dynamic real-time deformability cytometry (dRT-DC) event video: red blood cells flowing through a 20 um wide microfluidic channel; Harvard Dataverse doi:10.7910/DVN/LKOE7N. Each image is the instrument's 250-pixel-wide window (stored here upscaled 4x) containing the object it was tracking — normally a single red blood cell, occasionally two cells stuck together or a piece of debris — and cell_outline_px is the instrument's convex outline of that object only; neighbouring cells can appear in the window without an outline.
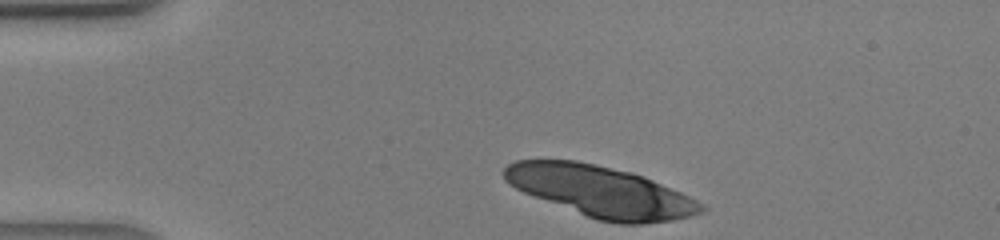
{"species": "human", "species_latin": "Homo sapiens", "temperature_condition": "warm", "stored_images_in_passage": 28, "camera_frame_rate_fps": 3000, "um_per_image_px": 0.085, "donor": {"sex": "male"}, "frame": {"image": 1, "passage_image": 1, "time_ms": 0.0, "image_size_px": [1000, 240], "cell_outline_px": [[704, 212], [692, 216], [672, 220], [644, 224], [620, 224], [596, 220], [524, 192], [508, 184], [504, 180], [504, 168], [508, 164], [516, 160], [576, 160], [596, 164], [632, 172], [644, 176], [680, 192], [704, 204]], "centroid_in_image_um": [51.07, 16.28], "position_along_channel_um": 33.9, "area_um2": 58.55}}
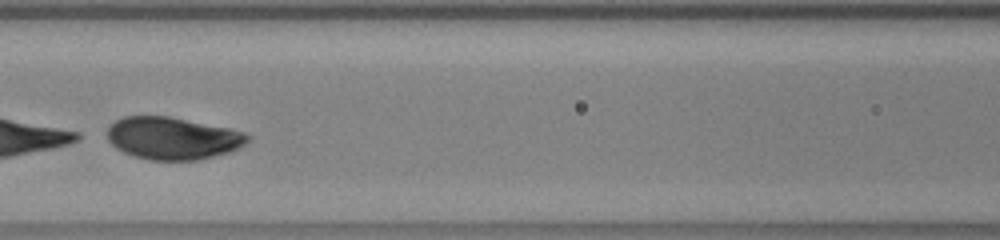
{"frame": {"image": 2, "passage_image": 12, "time_ms": 3.667, "image_size_px": [1000, 240], "cell_outline_px": [[252, 136], [240, 148], [228, 152], [200, 160], [152, 160], [132, 156], [116, 148], [108, 140], [108, 128], [116, 120], [124, 116], [168, 116], [228, 128], [244, 132]], "centroid_in_image_um": [14.68, 11.75], "position_along_channel_um": 151.9, "area_um2": 34.56}}
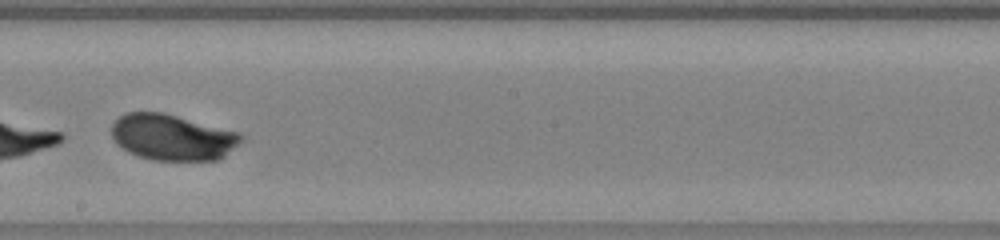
{"frame": {"image": 3, "passage_image": 17, "time_ms": 5.333, "image_size_px": [1000, 240], "cell_outline_px": [[244, 140], [220, 160], [152, 160], [128, 152], [116, 144], [112, 140], [112, 124], [124, 112], [160, 112], [240, 132], [244, 136]], "centroid_in_image_um": [14.66, 11.68], "position_along_channel_um": 233.5, "area_um2": 34.85}}